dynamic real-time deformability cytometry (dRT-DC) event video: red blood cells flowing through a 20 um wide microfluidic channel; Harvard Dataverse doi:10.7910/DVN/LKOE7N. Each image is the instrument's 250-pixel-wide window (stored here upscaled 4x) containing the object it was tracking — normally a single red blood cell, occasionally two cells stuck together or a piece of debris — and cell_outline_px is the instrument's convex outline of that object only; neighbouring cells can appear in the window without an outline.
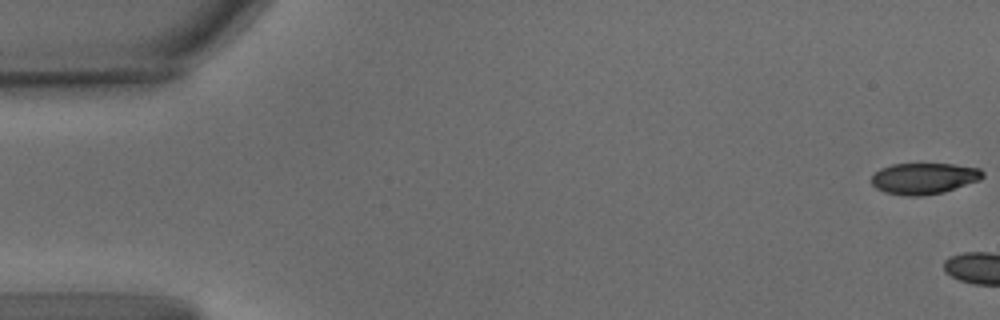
{"species": "common noctule bat (a hibernating species)", "species_latin": "Nyctalus noctula", "temperature_condition": "warm", "stored_images_in_passage": 5, "camera_frame_rate_fps": 3000, "um_per_image_px": 0.085, "animal": {"sex": "male", "body_mass_g": 15.6}, "frame": {"image": 1, "passage_image": 1, "time_ms": 0.0, "image_size_px": [1000, 320], "cell_outline_px": [[984, 176], [980, 180], [944, 192], [924, 196], [904, 196], [884, 192], [876, 188], [872, 184], [872, 176], [880, 168], [892, 164], [952, 164], [980, 168], [984, 172]], "centroid_in_image_um": [78.55, 15.17], "position_along_channel_um": 6.5, "area_um2": 20.35}}